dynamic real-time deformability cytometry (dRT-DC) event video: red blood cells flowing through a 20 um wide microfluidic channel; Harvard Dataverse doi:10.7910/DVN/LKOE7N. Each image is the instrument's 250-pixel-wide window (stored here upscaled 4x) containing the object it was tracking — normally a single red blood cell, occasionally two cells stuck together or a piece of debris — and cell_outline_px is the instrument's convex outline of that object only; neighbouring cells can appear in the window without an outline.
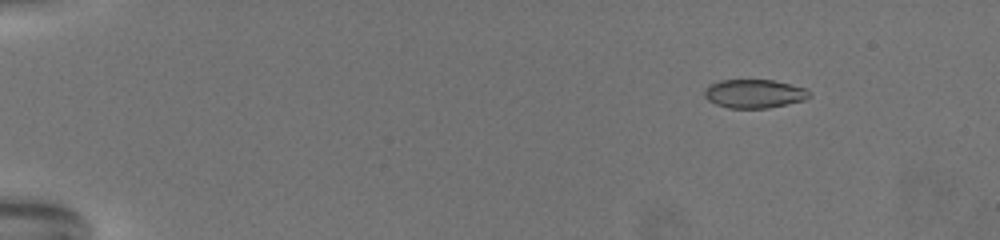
{"species": "common noctule bat (a hibernating species)", "species_latin": "Nyctalus noctula", "temperature_condition": "warm", "stored_images_in_passage": 63, "camera_frame_rate_fps": 3000, "um_per_image_px": 0.085, "animal": {"sex": "female", "body_mass_g": 19.5, "forearm_length_mm": 54.1}, "frame": {"image": 1, "passage_image": 1, "time_ms": 0.0, "image_size_px": [1000, 240], "cell_outline_px": [[812, 96], [804, 100], [768, 108], [728, 108], [716, 104], [708, 100], [704, 96], [704, 88], [720, 80], [772, 80], [808, 88]], "centroid_in_image_um": [64.13, 7.96], "position_along_channel_um": 20.9, "area_um2": 17.57}}
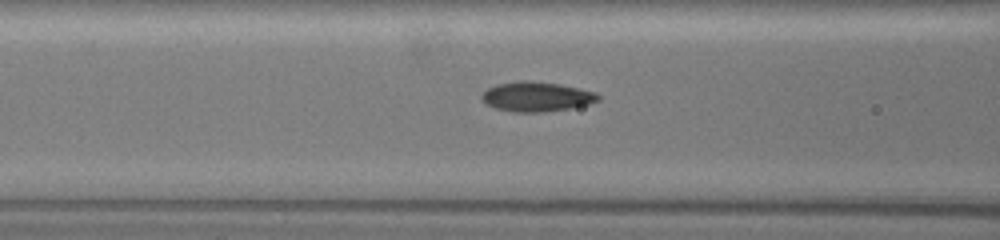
{"frame": {"image": 2, "passage_image": 24, "time_ms": 7.667, "image_size_px": [1000, 240], "cell_outline_px": [[600, 100], [588, 104], [572, 108], [544, 112], [512, 112], [496, 108], [488, 104], [480, 96], [488, 88], [496, 84], [520, 80], [528, 80], [560, 84], [596, 92], [600, 96]], "centroid_in_image_um": [45.63, 8.21], "position_along_channel_um": 121.0, "area_um2": 20.17}}
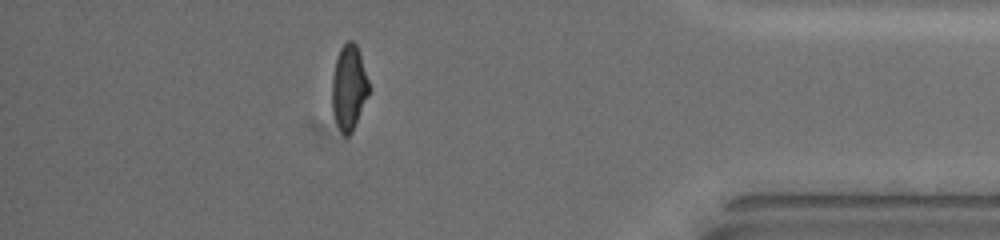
{"frame": {"image": 3, "passage_image": 55, "time_ms": 18.0, "image_size_px": [1000, 240], "cell_outline_px": [[368, 96], [356, 124], [352, 132], [348, 136], [344, 136], [340, 132], [332, 116], [332, 76], [336, 60], [340, 48], [348, 40], [352, 40], [356, 44], [368, 80]], "centroid_in_image_um": [29.63, 7.49], "position_along_channel_um": 405.6, "area_um2": 18.26}, "authors_computed_cell_mechanics": {"area_um2": 19.1896, "velocity_mm_per_s": 3.0607, "shape_relaxation_time_tau1_ms": 8.4887, "shape_relaxation_time_tau2_ms": 1.2598, "deformation_change_tau1": 0.22, "deformation_change_tau2": 0.0592}}